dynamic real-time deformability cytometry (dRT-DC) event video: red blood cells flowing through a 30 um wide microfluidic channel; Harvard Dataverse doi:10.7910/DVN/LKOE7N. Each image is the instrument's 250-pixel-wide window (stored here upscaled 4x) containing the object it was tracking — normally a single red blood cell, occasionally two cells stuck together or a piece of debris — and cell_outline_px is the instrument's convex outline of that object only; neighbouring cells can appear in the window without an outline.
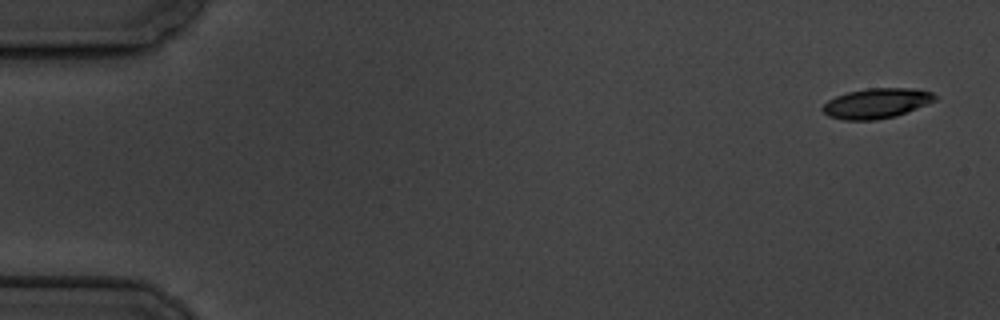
{"species": "common noctule bat (a hibernating species)", "species_latin": "Nyctalus noctula", "temperature_condition": "cold", "stored_images_in_passage": 3, "camera_frame_rate_fps": 3000, "um_per_image_px": 0.085, "animal": {"sex": "male", "body_mass_g": 19.5, "forearm_length_mm": 54.6}, "frame": {"image": 1, "passage_image": 1, "time_ms": 0.0, "image_size_px": [1000, 320], "cell_outline_px": [[936, 100], [896, 116], [876, 120], [844, 120], [828, 116], [820, 108], [828, 100], [836, 96], [848, 92], [868, 88], [916, 88], [932, 92], [936, 96]], "centroid_in_image_um": [74.49, 8.78], "position_along_channel_um": 10.5, "area_um2": 19.65}}